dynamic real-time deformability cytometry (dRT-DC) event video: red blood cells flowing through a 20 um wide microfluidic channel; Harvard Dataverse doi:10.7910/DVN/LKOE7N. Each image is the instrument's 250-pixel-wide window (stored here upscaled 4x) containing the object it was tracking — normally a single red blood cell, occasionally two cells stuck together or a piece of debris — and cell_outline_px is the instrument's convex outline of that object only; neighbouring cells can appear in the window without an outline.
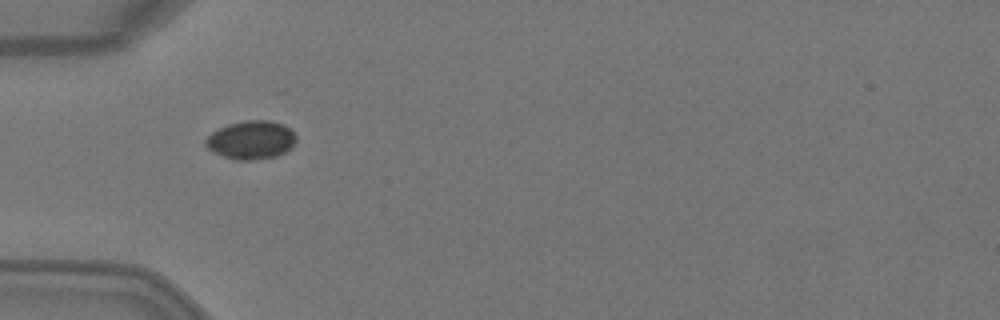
{"species": "Egyptian fruit bat (a non-hibernating species)", "species_latin": "Rousettus aegyptiacus", "temperature_condition": "warm", "stored_images_in_passage": 1, "camera_frame_rate_fps": 3000, "um_per_image_px": 0.085, "animal": {"sex": "female"}, "frame": {"image": 1, "passage_image": 1, "time_ms": 0.0, "image_size_px": [1000, 320], "cell_outline_px": [[296, 140], [284, 152], [276, 156], [248, 160], [236, 160], [212, 152], [204, 144], [204, 140], [212, 132], [228, 124], [244, 120], [268, 120], [284, 124], [296, 136]], "centroid_in_image_um": [21.31, 11.88], "position_along_channel_um": 63.7, "area_um2": 20.06}}